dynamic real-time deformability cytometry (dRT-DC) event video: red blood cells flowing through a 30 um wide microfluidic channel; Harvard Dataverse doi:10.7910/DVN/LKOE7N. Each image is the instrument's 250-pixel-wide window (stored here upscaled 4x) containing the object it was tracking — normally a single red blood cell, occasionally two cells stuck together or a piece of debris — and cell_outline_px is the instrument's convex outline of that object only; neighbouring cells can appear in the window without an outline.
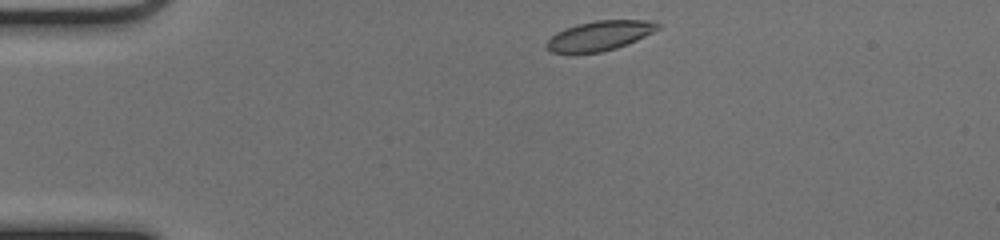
{"species": "common noctule bat (a hibernating species)", "species_latin": "Nyctalus noctula", "temperature_condition": "cold", "stored_images_in_passage": 42, "camera_frame_rate_fps": 3000, "um_per_image_px": 0.085, "animal": {"sex": "female", "body_mass_g": 17.0, "forearm_length_mm": 48.0}, "frame": {"image": 1, "passage_image": 1, "time_ms": 0.0, "image_size_px": [1000, 240], "cell_outline_px": [[660, 28], [628, 44], [616, 48], [600, 52], [572, 56], [552, 52], [544, 44], [556, 32], [564, 28], [576, 24], [596, 20], [656, 20], [660, 24]], "centroid_in_image_um": [50.92, 3.06], "position_along_channel_um": 34.1, "area_um2": 19.83}}
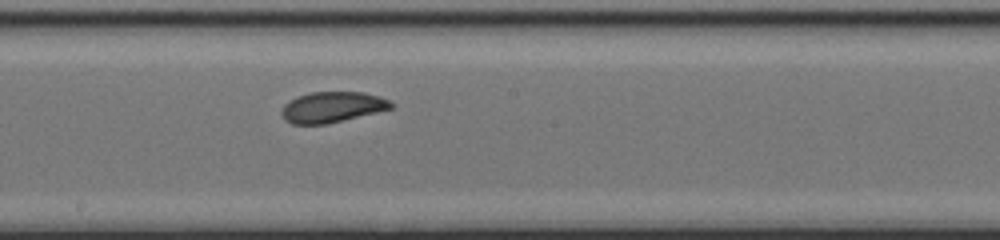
{"frame": {"image": 2, "passage_image": 19, "time_ms": 6.0, "image_size_px": [1000, 240], "cell_outline_px": [[396, 104], [392, 108], [328, 124], [292, 124], [284, 120], [280, 112], [284, 104], [288, 100], [296, 96], [312, 92], [364, 92], [380, 96]], "centroid_in_image_um": [28.21, 9.1], "position_along_channel_um": 220.0, "area_um2": 19.77}}
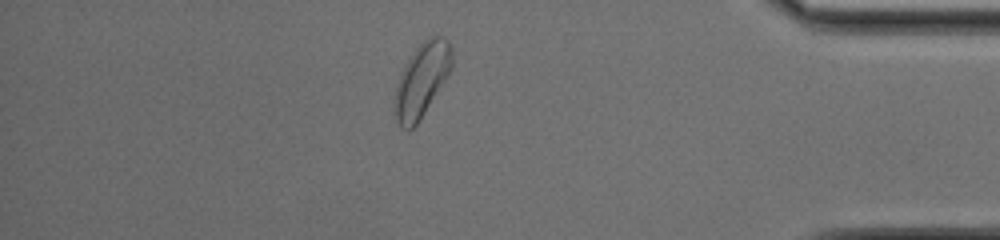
{"frame": {"image": 3, "passage_image": 35, "time_ms": 11.333, "image_size_px": [1000, 240], "cell_outline_px": [[452, 68], [416, 124], [412, 128], [400, 128], [392, 112], [392, 104], [396, 84], [408, 60], [416, 48], [428, 36], [436, 32], [444, 36], [452, 44]], "centroid_in_image_um": [35.84, 6.75], "position_along_channel_um": 399.4, "area_um2": 24.68}, "authors_computed_cell_mechanics": {"area_um2": 20.0566, "velocity_mm_per_s": 3.993, "shape_relaxation_time_tau1_ms": 5.0657, "shape_relaxation_time_tau2_ms": null, "deformation_change_tau1": 0.1244, "deformation_change_tau2": null}}